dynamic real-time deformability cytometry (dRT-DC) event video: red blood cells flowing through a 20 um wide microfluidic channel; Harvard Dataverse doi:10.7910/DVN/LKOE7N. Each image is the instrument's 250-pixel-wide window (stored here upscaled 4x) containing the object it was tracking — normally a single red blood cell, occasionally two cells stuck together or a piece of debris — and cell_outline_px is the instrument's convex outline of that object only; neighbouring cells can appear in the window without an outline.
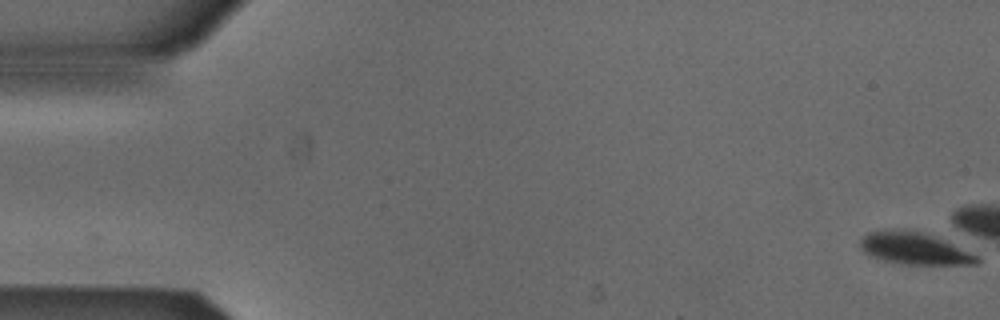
{"species": "Egyptian fruit bat (a non-hibernating species)", "species_latin": "Rousettus aegyptiacus", "temperature_condition": "cold", "stored_images_in_passage": 6, "camera_frame_rate_fps": 3000, "um_per_image_px": 0.085, "animal": {"sex": "male"}, "frame": {"image": 1, "passage_image": 1, "time_ms": 0.0, "image_size_px": [1000, 320], "cell_outline_px": [[980, 260], [976, 264], [904, 264], [884, 260], [868, 256], [860, 248], [860, 240], [868, 232], [920, 232], [952, 244], [976, 256]], "centroid_in_image_um": [77.68, 21.17], "position_along_channel_um": 7.3, "area_um2": 20.52}}
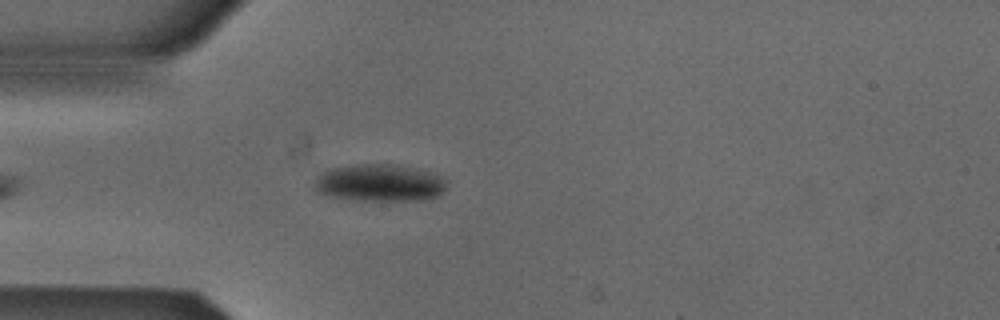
{"frame": {"image": 2, "passage_image": 6, "time_ms": 1.667, "image_size_px": [1000, 320], "cell_outline_px": [[448, 180], [444, 188], [436, 196], [424, 200], [348, 200], [316, 192], [316, 176], [332, 168], [356, 164], [396, 164], [428, 172], [440, 176]], "centroid_in_image_um": [32.25, 15.54], "position_along_channel_um": 52.7, "area_um2": 28.44}}